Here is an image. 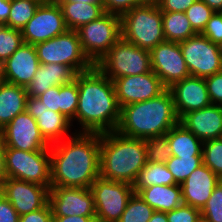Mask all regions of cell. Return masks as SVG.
<instances>
[{
  "mask_svg": "<svg viewBox=\"0 0 222 222\" xmlns=\"http://www.w3.org/2000/svg\"><path fill=\"white\" fill-rule=\"evenodd\" d=\"M50 187L90 188L100 176V133L75 132L50 146Z\"/></svg>",
  "mask_w": 222,
  "mask_h": 222,
  "instance_id": "1",
  "label": "cell"
},
{
  "mask_svg": "<svg viewBox=\"0 0 222 222\" xmlns=\"http://www.w3.org/2000/svg\"><path fill=\"white\" fill-rule=\"evenodd\" d=\"M78 108L75 121L80 125L76 132L106 133L116 131L121 108L117 102L114 82L96 66L77 73Z\"/></svg>",
  "mask_w": 222,
  "mask_h": 222,
  "instance_id": "2",
  "label": "cell"
},
{
  "mask_svg": "<svg viewBox=\"0 0 222 222\" xmlns=\"http://www.w3.org/2000/svg\"><path fill=\"white\" fill-rule=\"evenodd\" d=\"M179 122L169 89L143 102L121 107L116 131L130 138L149 139L164 136Z\"/></svg>",
  "mask_w": 222,
  "mask_h": 222,
  "instance_id": "3",
  "label": "cell"
},
{
  "mask_svg": "<svg viewBox=\"0 0 222 222\" xmlns=\"http://www.w3.org/2000/svg\"><path fill=\"white\" fill-rule=\"evenodd\" d=\"M147 163L146 140L117 131L100 134V177L134 185Z\"/></svg>",
  "mask_w": 222,
  "mask_h": 222,
  "instance_id": "4",
  "label": "cell"
},
{
  "mask_svg": "<svg viewBox=\"0 0 222 222\" xmlns=\"http://www.w3.org/2000/svg\"><path fill=\"white\" fill-rule=\"evenodd\" d=\"M122 38L134 45L151 51L165 41L162 11L155 2L135 7L121 16Z\"/></svg>",
  "mask_w": 222,
  "mask_h": 222,
  "instance_id": "5",
  "label": "cell"
},
{
  "mask_svg": "<svg viewBox=\"0 0 222 222\" xmlns=\"http://www.w3.org/2000/svg\"><path fill=\"white\" fill-rule=\"evenodd\" d=\"M95 66L112 81L124 76L148 73L151 71L150 51L121 37Z\"/></svg>",
  "mask_w": 222,
  "mask_h": 222,
  "instance_id": "6",
  "label": "cell"
},
{
  "mask_svg": "<svg viewBox=\"0 0 222 222\" xmlns=\"http://www.w3.org/2000/svg\"><path fill=\"white\" fill-rule=\"evenodd\" d=\"M35 48L42 64H63L76 73L88 71L95 66L85 55L75 30H67L57 37L38 43Z\"/></svg>",
  "mask_w": 222,
  "mask_h": 222,
  "instance_id": "7",
  "label": "cell"
},
{
  "mask_svg": "<svg viewBox=\"0 0 222 222\" xmlns=\"http://www.w3.org/2000/svg\"><path fill=\"white\" fill-rule=\"evenodd\" d=\"M50 167V150L24 151L5 147L7 178L43 185L50 189Z\"/></svg>",
  "mask_w": 222,
  "mask_h": 222,
  "instance_id": "8",
  "label": "cell"
},
{
  "mask_svg": "<svg viewBox=\"0 0 222 222\" xmlns=\"http://www.w3.org/2000/svg\"><path fill=\"white\" fill-rule=\"evenodd\" d=\"M76 31L85 55L96 65L122 37L121 17L105 13L99 19L81 26Z\"/></svg>",
  "mask_w": 222,
  "mask_h": 222,
  "instance_id": "9",
  "label": "cell"
},
{
  "mask_svg": "<svg viewBox=\"0 0 222 222\" xmlns=\"http://www.w3.org/2000/svg\"><path fill=\"white\" fill-rule=\"evenodd\" d=\"M90 190L94 198L96 219L104 222H118L134 193L132 185L100 176L90 186Z\"/></svg>",
  "mask_w": 222,
  "mask_h": 222,
  "instance_id": "10",
  "label": "cell"
},
{
  "mask_svg": "<svg viewBox=\"0 0 222 222\" xmlns=\"http://www.w3.org/2000/svg\"><path fill=\"white\" fill-rule=\"evenodd\" d=\"M190 76L206 78L222 71L219 45L201 33L179 43Z\"/></svg>",
  "mask_w": 222,
  "mask_h": 222,
  "instance_id": "11",
  "label": "cell"
},
{
  "mask_svg": "<svg viewBox=\"0 0 222 222\" xmlns=\"http://www.w3.org/2000/svg\"><path fill=\"white\" fill-rule=\"evenodd\" d=\"M68 30L62 9L57 2L42 3L34 16L21 29L24 43L36 45Z\"/></svg>",
  "mask_w": 222,
  "mask_h": 222,
  "instance_id": "12",
  "label": "cell"
},
{
  "mask_svg": "<svg viewBox=\"0 0 222 222\" xmlns=\"http://www.w3.org/2000/svg\"><path fill=\"white\" fill-rule=\"evenodd\" d=\"M0 135L5 147L24 151L50 150V144L42 136L36 119L27 111L16 115Z\"/></svg>",
  "mask_w": 222,
  "mask_h": 222,
  "instance_id": "13",
  "label": "cell"
},
{
  "mask_svg": "<svg viewBox=\"0 0 222 222\" xmlns=\"http://www.w3.org/2000/svg\"><path fill=\"white\" fill-rule=\"evenodd\" d=\"M151 70L168 89L190 76L179 43L163 41L150 51Z\"/></svg>",
  "mask_w": 222,
  "mask_h": 222,
  "instance_id": "14",
  "label": "cell"
},
{
  "mask_svg": "<svg viewBox=\"0 0 222 222\" xmlns=\"http://www.w3.org/2000/svg\"><path fill=\"white\" fill-rule=\"evenodd\" d=\"M48 203L53 216L96 217L90 188L50 187Z\"/></svg>",
  "mask_w": 222,
  "mask_h": 222,
  "instance_id": "15",
  "label": "cell"
},
{
  "mask_svg": "<svg viewBox=\"0 0 222 222\" xmlns=\"http://www.w3.org/2000/svg\"><path fill=\"white\" fill-rule=\"evenodd\" d=\"M113 82L120 108L132 103L150 100L167 89L152 70L140 75L117 78Z\"/></svg>",
  "mask_w": 222,
  "mask_h": 222,
  "instance_id": "16",
  "label": "cell"
},
{
  "mask_svg": "<svg viewBox=\"0 0 222 222\" xmlns=\"http://www.w3.org/2000/svg\"><path fill=\"white\" fill-rule=\"evenodd\" d=\"M0 192L9 200L19 216L43 208L48 203L49 189L46 186L6 178Z\"/></svg>",
  "mask_w": 222,
  "mask_h": 222,
  "instance_id": "17",
  "label": "cell"
},
{
  "mask_svg": "<svg viewBox=\"0 0 222 222\" xmlns=\"http://www.w3.org/2000/svg\"><path fill=\"white\" fill-rule=\"evenodd\" d=\"M40 66L34 45L23 43L1 67V80L25 87L32 81Z\"/></svg>",
  "mask_w": 222,
  "mask_h": 222,
  "instance_id": "18",
  "label": "cell"
},
{
  "mask_svg": "<svg viewBox=\"0 0 222 222\" xmlns=\"http://www.w3.org/2000/svg\"><path fill=\"white\" fill-rule=\"evenodd\" d=\"M179 120L188 112L211 105L205 78L189 76L168 88Z\"/></svg>",
  "mask_w": 222,
  "mask_h": 222,
  "instance_id": "19",
  "label": "cell"
},
{
  "mask_svg": "<svg viewBox=\"0 0 222 222\" xmlns=\"http://www.w3.org/2000/svg\"><path fill=\"white\" fill-rule=\"evenodd\" d=\"M26 111L36 119L42 136L50 145L69 137L67 135L73 126L71 120L62 113L44 107L39 98L28 96Z\"/></svg>",
  "mask_w": 222,
  "mask_h": 222,
  "instance_id": "20",
  "label": "cell"
},
{
  "mask_svg": "<svg viewBox=\"0 0 222 222\" xmlns=\"http://www.w3.org/2000/svg\"><path fill=\"white\" fill-rule=\"evenodd\" d=\"M220 181L209 167L200 165L180 185L183 203L201 210Z\"/></svg>",
  "mask_w": 222,
  "mask_h": 222,
  "instance_id": "21",
  "label": "cell"
},
{
  "mask_svg": "<svg viewBox=\"0 0 222 222\" xmlns=\"http://www.w3.org/2000/svg\"><path fill=\"white\" fill-rule=\"evenodd\" d=\"M179 122L202 142L222 137V106L208 107L186 113Z\"/></svg>",
  "mask_w": 222,
  "mask_h": 222,
  "instance_id": "22",
  "label": "cell"
},
{
  "mask_svg": "<svg viewBox=\"0 0 222 222\" xmlns=\"http://www.w3.org/2000/svg\"><path fill=\"white\" fill-rule=\"evenodd\" d=\"M76 74L71 67L63 64L40 63L34 78L26 86V92L30 97H38L53 86H61L72 82Z\"/></svg>",
  "mask_w": 222,
  "mask_h": 222,
  "instance_id": "23",
  "label": "cell"
},
{
  "mask_svg": "<svg viewBox=\"0 0 222 222\" xmlns=\"http://www.w3.org/2000/svg\"><path fill=\"white\" fill-rule=\"evenodd\" d=\"M134 192L159 212H168L183 204L182 190L179 184L152 185L143 189H134Z\"/></svg>",
  "mask_w": 222,
  "mask_h": 222,
  "instance_id": "24",
  "label": "cell"
},
{
  "mask_svg": "<svg viewBox=\"0 0 222 222\" xmlns=\"http://www.w3.org/2000/svg\"><path fill=\"white\" fill-rule=\"evenodd\" d=\"M26 88L0 80V130L26 111Z\"/></svg>",
  "mask_w": 222,
  "mask_h": 222,
  "instance_id": "25",
  "label": "cell"
},
{
  "mask_svg": "<svg viewBox=\"0 0 222 222\" xmlns=\"http://www.w3.org/2000/svg\"><path fill=\"white\" fill-rule=\"evenodd\" d=\"M60 5L68 30H77L91 21L99 19L105 10L102 3H79L57 1Z\"/></svg>",
  "mask_w": 222,
  "mask_h": 222,
  "instance_id": "26",
  "label": "cell"
},
{
  "mask_svg": "<svg viewBox=\"0 0 222 222\" xmlns=\"http://www.w3.org/2000/svg\"><path fill=\"white\" fill-rule=\"evenodd\" d=\"M165 136L172 148L173 156H203V142L180 122L173 126Z\"/></svg>",
  "mask_w": 222,
  "mask_h": 222,
  "instance_id": "27",
  "label": "cell"
},
{
  "mask_svg": "<svg viewBox=\"0 0 222 222\" xmlns=\"http://www.w3.org/2000/svg\"><path fill=\"white\" fill-rule=\"evenodd\" d=\"M162 21L166 41L180 43L197 34L185 12H162Z\"/></svg>",
  "mask_w": 222,
  "mask_h": 222,
  "instance_id": "28",
  "label": "cell"
},
{
  "mask_svg": "<svg viewBox=\"0 0 222 222\" xmlns=\"http://www.w3.org/2000/svg\"><path fill=\"white\" fill-rule=\"evenodd\" d=\"M177 184L172 173L163 163H150L140 170L134 189H143L152 185H174Z\"/></svg>",
  "mask_w": 222,
  "mask_h": 222,
  "instance_id": "29",
  "label": "cell"
},
{
  "mask_svg": "<svg viewBox=\"0 0 222 222\" xmlns=\"http://www.w3.org/2000/svg\"><path fill=\"white\" fill-rule=\"evenodd\" d=\"M40 4L37 0H11L10 13L4 25L21 30L34 16Z\"/></svg>",
  "mask_w": 222,
  "mask_h": 222,
  "instance_id": "30",
  "label": "cell"
},
{
  "mask_svg": "<svg viewBox=\"0 0 222 222\" xmlns=\"http://www.w3.org/2000/svg\"><path fill=\"white\" fill-rule=\"evenodd\" d=\"M203 164V156L176 157L171 156L165 163L177 184L181 185L187 177Z\"/></svg>",
  "mask_w": 222,
  "mask_h": 222,
  "instance_id": "31",
  "label": "cell"
},
{
  "mask_svg": "<svg viewBox=\"0 0 222 222\" xmlns=\"http://www.w3.org/2000/svg\"><path fill=\"white\" fill-rule=\"evenodd\" d=\"M154 212L155 210L134 192L118 222H148Z\"/></svg>",
  "mask_w": 222,
  "mask_h": 222,
  "instance_id": "32",
  "label": "cell"
},
{
  "mask_svg": "<svg viewBox=\"0 0 222 222\" xmlns=\"http://www.w3.org/2000/svg\"><path fill=\"white\" fill-rule=\"evenodd\" d=\"M23 43L21 30L0 24V65Z\"/></svg>",
  "mask_w": 222,
  "mask_h": 222,
  "instance_id": "33",
  "label": "cell"
},
{
  "mask_svg": "<svg viewBox=\"0 0 222 222\" xmlns=\"http://www.w3.org/2000/svg\"><path fill=\"white\" fill-rule=\"evenodd\" d=\"M78 85L74 79L72 82L60 86L59 113L71 120L72 125L78 108Z\"/></svg>",
  "mask_w": 222,
  "mask_h": 222,
  "instance_id": "34",
  "label": "cell"
},
{
  "mask_svg": "<svg viewBox=\"0 0 222 222\" xmlns=\"http://www.w3.org/2000/svg\"><path fill=\"white\" fill-rule=\"evenodd\" d=\"M203 164L222 180V137L203 142Z\"/></svg>",
  "mask_w": 222,
  "mask_h": 222,
  "instance_id": "35",
  "label": "cell"
},
{
  "mask_svg": "<svg viewBox=\"0 0 222 222\" xmlns=\"http://www.w3.org/2000/svg\"><path fill=\"white\" fill-rule=\"evenodd\" d=\"M147 162L163 163L172 156V148L167 137L158 136L146 139Z\"/></svg>",
  "mask_w": 222,
  "mask_h": 222,
  "instance_id": "36",
  "label": "cell"
},
{
  "mask_svg": "<svg viewBox=\"0 0 222 222\" xmlns=\"http://www.w3.org/2000/svg\"><path fill=\"white\" fill-rule=\"evenodd\" d=\"M214 12L202 0H196L185 13L193 30L202 33Z\"/></svg>",
  "mask_w": 222,
  "mask_h": 222,
  "instance_id": "37",
  "label": "cell"
},
{
  "mask_svg": "<svg viewBox=\"0 0 222 222\" xmlns=\"http://www.w3.org/2000/svg\"><path fill=\"white\" fill-rule=\"evenodd\" d=\"M200 211L202 222H222V180Z\"/></svg>",
  "mask_w": 222,
  "mask_h": 222,
  "instance_id": "38",
  "label": "cell"
},
{
  "mask_svg": "<svg viewBox=\"0 0 222 222\" xmlns=\"http://www.w3.org/2000/svg\"><path fill=\"white\" fill-rule=\"evenodd\" d=\"M105 13L122 16L135 7L148 6L156 0H101Z\"/></svg>",
  "mask_w": 222,
  "mask_h": 222,
  "instance_id": "39",
  "label": "cell"
},
{
  "mask_svg": "<svg viewBox=\"0 0 222 222\" xmlns=\"http://www.w3.org/2000/svg\"><path fill=\"white\" fill-rule=\"evenodd\" d=\"M168 222H202L201 211L187 204L166 212Z\"/></svg>",
  "mask_w": 222,
  "mask_h": 222,
  "instance_id": "40",
  "label": "cell"
},
{
  "mask_svg": "<svg viewBox=\"0 0 222 222\" xmlns=\"http://www.w3.org/2000/svg\"><path fill=\"white\" fill-rule=\"evenodd\" d=\"M201 34L213 43L222 42V12H214Z\"/></svg>",
  "mask_w": 222,
  "mask_h": 222,
  "instance_id": "41",
  "label": "cell"
},
{
  "mask_svg": "<svg viewBox=\"0 0 222 222\" xmlns=\"http://www.w3.org/2000/svg\"><path fill=\"white\" fill-rule=\"evenodd\" d=\"M205 82L211 104L222 106V71L206 77Z\"/></svg>",
  "mask_w": 222,
  "mask_h": 222,
  "instance_id": "42",
  "label": "cell"
},
{
  "mask_svg": "<svg viewBox=\"0 0 222 222\" xmlns=\"http://www.w3.org/2000/svg\"><path fill=\"white\" fill-rule=\"evenodd\" d=\"M37 98L43 103V106L55 112H59L60 106V86H53L46 90Z\"/></svg>",
  "mask_w": 222,
  "mask_h": 222,
  "instance_id": "43",
  "label": "cell"
},
{
  "mask_svg": "<svg viewBox=\"0 0 222 222\" xmlns=\"http://www.w3.org/2000/svg\"><path fill=\"white\" fill-rule=\"evenodd\" d=\"M52 217L51 206L47 203L41 209L20 216L18 222H52Z\"/></svg>",
  "mask_w": 222,
  "mask_h": 222,
  "instance_id": "44",
  "label": "cell"
},
{
  "mask_svg": "<svg viewBox=\"0 0 222 222\" xmlns=\"http://www.w3.org/2000/svg\"><path fill=\"white\" fill-rule=\"evenodd\" d=\"M196 0H156L162 12H186Z\"/></svg>",
  "mask_w": 222,
  "mask_h": 222,
  "instance_id": "45",
  "label": "cell"
},
{
  "mask_svg": "<svg viewBox=\"0 0 222 222\" xmlns=\"http://www.w3.org/2000/svg\"><path fill=\"white\" fill-rule=\"evenodd\" d=\"M19 217L9 200L0 192V222H18Z\"/></svg>",
  "mask_w": 222,
  "mask_h": 222,
  "instance_id": "46",
  "label": "cell"
},
{
  "mask_svg": "<svg viewBox=\"0 0 222 222\" xmlns=\"http://www.w3.org/2000/svg\"><path fill=\"white\" fill-rule=\"evenodd\" d=\"M96 217L83 216H53L52 222H92Z\"/></svg>",
  "mask_w": 222,
  "mask_h": 222,
  "instance_id": "47",
  "label": "cell"
},
{
  "mask_svg": "<svg viewBox=\"0 0 222 222\" xmlns=\"http://www.w3.org/2000/svg\"><path fill=\"white\" fill-rule=\"evenodd\" d=\"M7 178L6 168H5V146L3 144L2 137L0 135V185Z\"/></svg>",
  "mask_w": 222,
  "mask_h": 222,
  "instance_id": "48",
  "label": "cell"
},
{
  "mask_svg": "<svg viewBox=\"0 0 222 222\" xmlns=\"http://www.w3.org/2000/svg\"><path fill=\"white\" fill-rule=\"evenodd\" d=\"M11 9V0H0V24H5Z\"/></svg>",
  "mask_w": 222,
  "mask_h": 222,
  "instance_id": "49",
  "label": "cell"
},
{
  "mask_svg": "<svg viewBox=\"0 0 222 222\" xmlns=\"http://www.w3.org/2000/svg\"><path fill=\"white\" fill-rule=\"evenodd\" d=\"M208 7L213 9L215 12L222 11V0H202Z\"/></svg>",
  "mask_w": 222,
  "mask_h": 222,
  "instance_id": "50",
  "label": "cell"
},
{
  "mask_svg": "<svg viewBox=\"0 0 222 222\" xmlns=\"http://www.w3.org/2000/svg\"><path fill=\"white\" fill-rule=\"evenodd\" d=\"M148 222H168L166 212L155 211Z\"/></svg>",
  "mask_w": 222,
  "mask_h": 222,
  "instance_id": "51",
  "label": "cell"
},
{
  "mask_svg": "<svg viewBox=\"0 0 222 222\" xmlns=\"http://www.w3.org/2000/svg\"><path fill=\"white\" fill-rule=\"evenodd\" d=\"M57 1H73L79 3H102L101 0H57Z\"/></svg>",
  "mask_w": 222,
  "mask_h": 222,
  "instance_id": "52",
  "label": "cell"
},
{
  "mask_svg": "<svg viewBox=\"0 0 222 222\" xmlns=\"http://www.w3.org/2000/svg\"><path fill=\"white\" fill-rule=\"evenodd\" d=\"M38 2L42 3H54L57 2V0H37Z\"/></svg>",
  "mask_w": 222,
  "mask_h": 222,
  "instance_id": "53",
  "label": "cell"
},
{
  "mask_svg": "<svg viewBox=\"0 0 222 222\" xmlns=\"http://www.w3.org/2000/svg\"><path fill=\"white\" fill-rule=\"evenodd\" d=\"M218 45H219V51H220V53H221V55H222V42L219 43Z\"/></svg>",
  "mask_w": 222,
  "mask_h": 222,
  "instance_id": "54",
  "label": "cell"
},
{
  "mask_svg": "<svg viewBox=\"0 0 222 222\" xmlns=\"http://www.w3.org/2000/svg\"><path fill=\"white\" fill-rule=\"evenodd\" d=\"M92 222H104V221L95 218Z\"/></svg>",
  "mask_w": 222,
  "mask_h": 222,
  "instance_id": "55",
  "label": "cell"
}]
</instances>
